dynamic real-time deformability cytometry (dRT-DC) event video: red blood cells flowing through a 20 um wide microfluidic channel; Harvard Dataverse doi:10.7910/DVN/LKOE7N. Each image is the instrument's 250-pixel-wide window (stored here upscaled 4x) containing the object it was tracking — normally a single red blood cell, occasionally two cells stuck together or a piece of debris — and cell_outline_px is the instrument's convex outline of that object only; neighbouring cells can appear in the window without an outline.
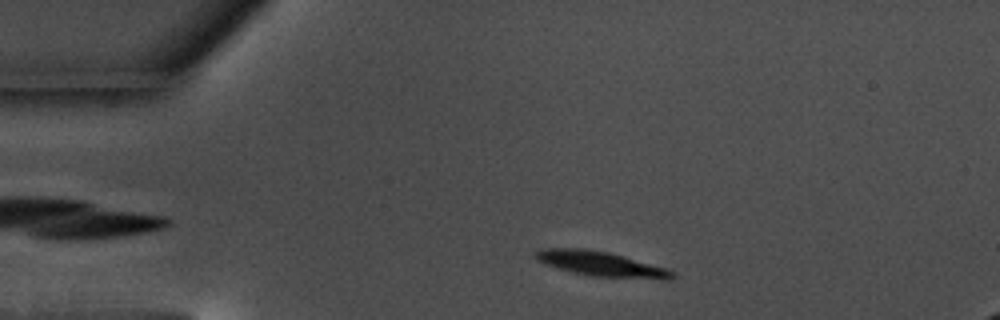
{"species": "common noctule bat (a hibernating species)", "species_latin": "Nyctalus noctula", "temperature_condition": "warm", "stored_images_in_passage": 52, "camera_frame_rate_fps": 3000, "um_per_image_px": 0.085, "animal": {"sex": "male", "body_mass_g": 17.5, "forearm_length_mm": 52.3}, "frame": {"image": 1, "passage_image": 5, "time_ms": 1.333, "image_size_px": [1000, 320], "cell_outline_px": [[676, 276], [668, 280], [664, 280], [588, 276], [572, 272], [536, 260], [536, 252], [544, 248], [584, 248], [608, 252], [624, 256], [668, 268], [676, 272]], "centroid_in_image_um": [51.2, 22.45], "position_along_channel_um": 33.8, "area_um2": 19.94}}
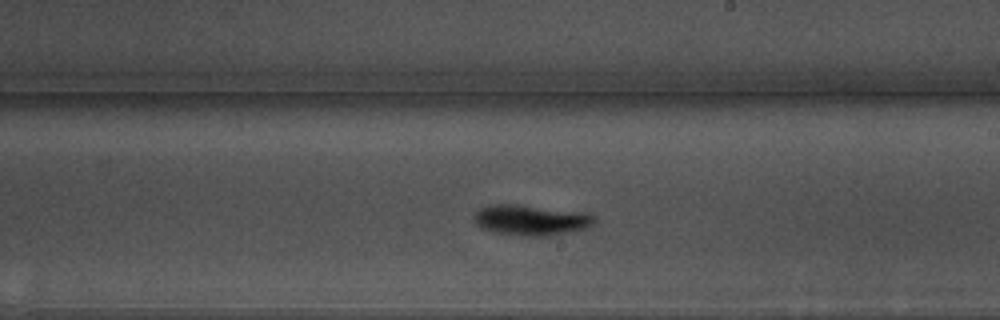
{"frame": {"image": 2, "passage_image": 27, "time_ms": 8.667, "image_size_px": [1000, 320], "cell_outline_px": [[592, 224], [584, 228], [548, 236], [524, 236], [496, 232], [484, 228], [476, 224], [476, 212], [480, 208], [488, 204], [512, 204], [576, 212], [592, 216]], "centroid_in_image_um": [45.03, 18.71], "position_along_channel_um": 244.0, "area_um2": 20.4}}
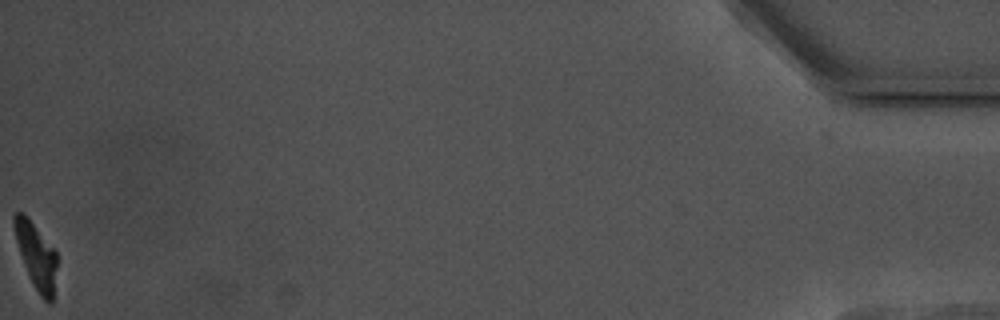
{"frame": {"image": 3, "passage_image": 52, "time_ms": 17.0, "image_size_px": [1000, 320], "cell_outline_px": [[56, 264], [52, 304], [48, 304], [40, 296], [32, 284], [24, 264], [16, 240], [12, 224], [12, 216], [16, 212], [24, 212], [56, 248]], "centroid_in_image_um": [3.07, 21.68], "position_along_channel_um": 432.1, "area_um2": 16.59}, "authors_computed_cell_mechanics": {"area_um2": 19.1318, "velocity_mm_per_s": 3.4674, "shape_relaxation_time_tau1_ms": 6.5172, "shape_relaxation_time_tau2_ms": null, "deformation_change_tau1": 0.23, "deformation_change_tau2": null}}